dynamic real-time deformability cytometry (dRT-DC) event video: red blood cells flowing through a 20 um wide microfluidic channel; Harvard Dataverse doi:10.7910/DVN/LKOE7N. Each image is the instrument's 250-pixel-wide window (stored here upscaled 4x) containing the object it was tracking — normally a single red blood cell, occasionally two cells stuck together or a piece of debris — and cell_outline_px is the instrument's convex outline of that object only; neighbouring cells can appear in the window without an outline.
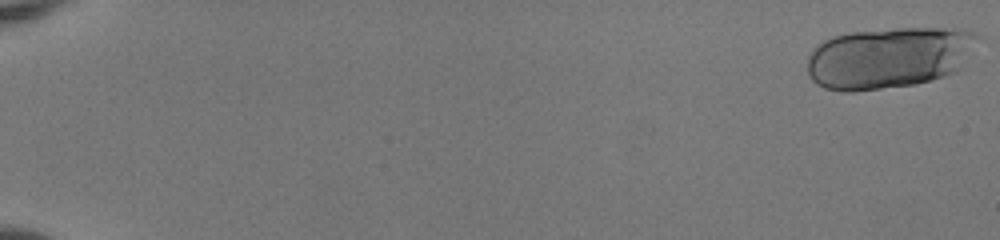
{"species": "human", "species_latin": "Homo sapiens", "temperature_condition": "room temperature", "stored_images_in_passage": 23, "camera_frame_rate_fps": 3000, "um_per_image_px": 0.085, "donor": {"sex": "female"}, "frame": {"image": 1, "passage_image": 1, "time_ms": 0.0, "image_size_px": [1000, 240], "cell_outline_px": [[984, 40], [960, 68], [956, 72], [932, 80], [916, 84], [852, 92], [840, 92], [824, 88], [816, 84], [808, 76], [808, 56], [812, 48], [816, 44], [832, 36], [852, 32], [896, 28], [964, 28], [976, 32]], "centroid_in_image_um": [75.62, 4.89], "position_along_channel_um": 9.4, "area_um2": 62.37}}
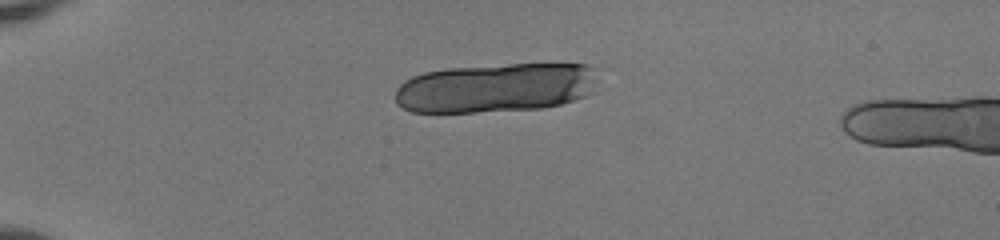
{"frame": {"image": 2, "passage_image": 15, "time_ms": 4.667, "image_size_px": [1000, 240], "cell_outline_px": [[592, 92], [584, 96], [560, 104], [544, 108], [476, 112], [412, 112], [396, 104], [396, 88], [404, 80], [412, 76], [424, 72], [448, 68], [508, 64], [588, 64], [592, 68]], "centroid_in_image_um": [42.04, 7.46], "position_along_channel_um": 43.0, "area_um2": 57.92}}